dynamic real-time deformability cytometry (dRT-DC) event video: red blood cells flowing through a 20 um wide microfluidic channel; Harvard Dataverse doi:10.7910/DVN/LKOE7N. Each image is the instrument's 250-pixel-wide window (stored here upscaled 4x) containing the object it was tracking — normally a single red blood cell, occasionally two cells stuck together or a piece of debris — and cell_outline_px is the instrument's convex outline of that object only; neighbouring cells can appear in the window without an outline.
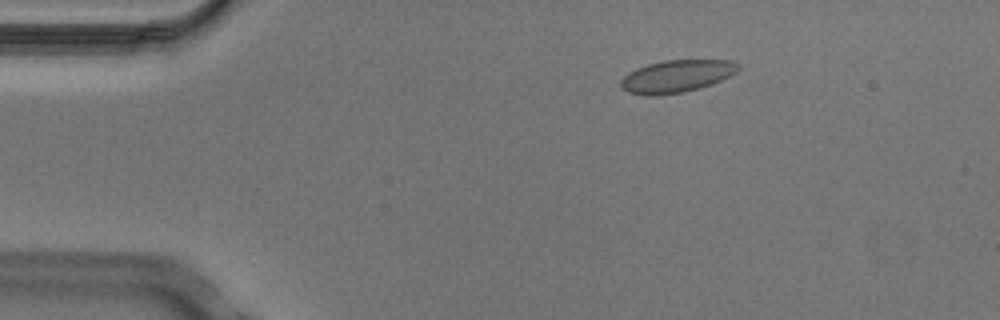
{"species": "Egyptian fruit bat (a non-hibernating species)", "species_latin": "Rousettus aegyptiacus", "temperature_condition": "cold", "stored_images_in_passage": 5, "camera_frame_rate_fps": 3000, "um_per_image_px": 0.085, "animal": {"sex": "male"}, "frame": {"image": 1, "passage_image": 3, "time_ms": 0.667, "image_size_px": [1000, 320], "cell_outline_px": [[740, 68], [736, 72], [712, 84], [684, 92], [656, 96], [644, 96], [628, 92], [620, 88], [620, 80], [628, 72], [636, 68], [648, 64], [664, 60], [732, 60]], "centroid_in_image_um": [57.45, 6.49], "position_along_channel_um": 27.6, "area_um2": 22.25}}
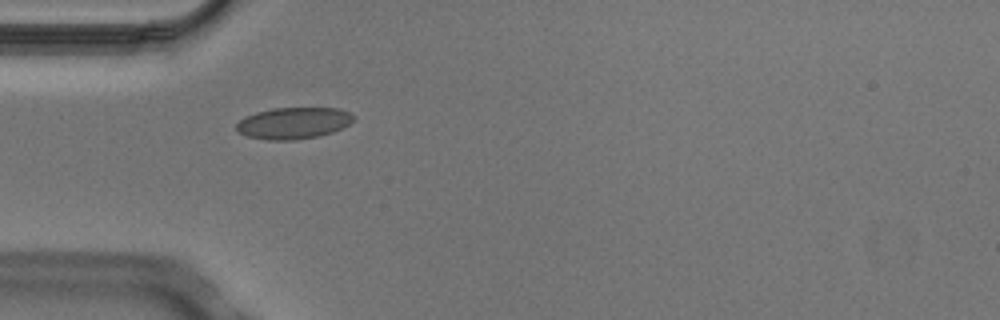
{"frame": {"image": 2, "passage_image": 5, "time_ms": 1.333, "image_size_px": [1000, 320], "cell_outline_px": [[356, 116], [348, 124], [332, 132], [320, 136], [292, 140], [268, 140], [248, 136], [240, 132], [236, 128], [236, 124], [244, 116], [256, 112], [272, 108], [340, 108]], "centroid_in_image_um": [24.94, 10.45], "position_along_channel_um": 60.1, "area_um2": 21.44}}